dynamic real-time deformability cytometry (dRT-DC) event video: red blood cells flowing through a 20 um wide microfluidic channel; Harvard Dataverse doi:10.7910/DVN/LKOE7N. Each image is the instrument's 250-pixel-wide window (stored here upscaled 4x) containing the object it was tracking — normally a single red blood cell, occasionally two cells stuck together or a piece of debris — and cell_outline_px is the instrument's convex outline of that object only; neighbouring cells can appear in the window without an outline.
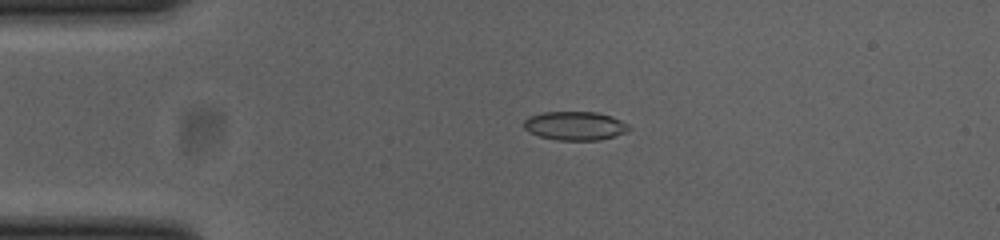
{"species": "common noctule bat (a hibernating species)", "species_latin": "Nyctalus noctula", "temperature_condition": "cold", "stored_images_in_passage": 30, "camera_frame_rate_fps": 3000, "um_per_image_px": 0.085, "animal": {"sex": "female", "body_mass_g": 23.0, "forearm_length_mm": 53.4}, "frame": {"image": 1, "passage_image": 5, "time_ms": 1.333, "image_size_px": [1000, 240], "cell_outline_px": [[632, 128], [628, 132], [600, 140], [556, 140], [540, 136], [528, 132], [524, 128], [524, 120], [528, 116], [544, 112], [596, 112], [612, 116], [628, 124]], "centroid_in_image_um": [48.89, 10.69], "position_along_channel_um": 36.1, "area_um2": 17.74}}
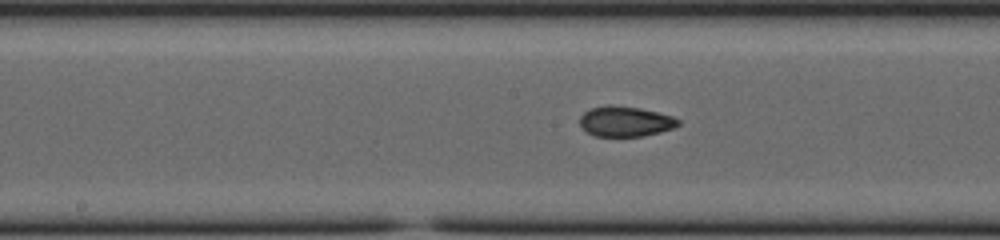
{"frame": {"image": 2, "passage_image": 20, "time_ms": 6.333, "image_size_px": [1000, 240], "cell_outline_px": [[680, 124], [672, 128], [660, 132], [644, 136], [596, 136], [588, 132], [580, 124], [580, 116], [584, 112], [592, 108], [608, 104], [612, 104], [640, 108], [672, 116], [680, 120]], "centroid_in_image_um": [53.16, 10.31], "position_along_channel_um": 195.0, "area_um2": 17.28}}
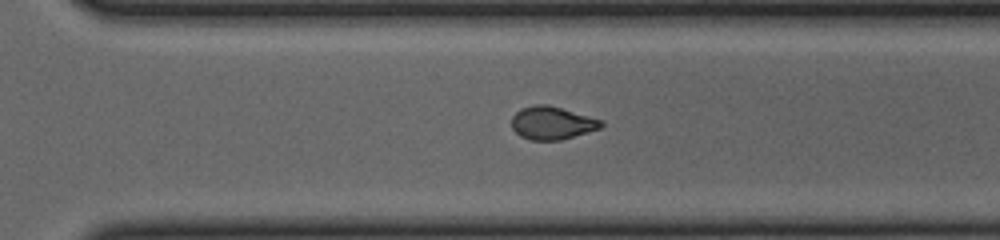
{"frame": {"image": 3, "passage_image": 30, "time_ms": 9.667, "image_size_px": [1000, 240], "cell_outline_px": [[604, 124], [600, 128], [560, 140], [532, 140], [520, 136], [512, 128], [512, 116], [520, 108], [532, 104], [548, 104], [604, 120]], "centroid_in_image_um": [46.91, 10.43], "position_along_channel_um": 323.7, "area_um2": 17.28}}